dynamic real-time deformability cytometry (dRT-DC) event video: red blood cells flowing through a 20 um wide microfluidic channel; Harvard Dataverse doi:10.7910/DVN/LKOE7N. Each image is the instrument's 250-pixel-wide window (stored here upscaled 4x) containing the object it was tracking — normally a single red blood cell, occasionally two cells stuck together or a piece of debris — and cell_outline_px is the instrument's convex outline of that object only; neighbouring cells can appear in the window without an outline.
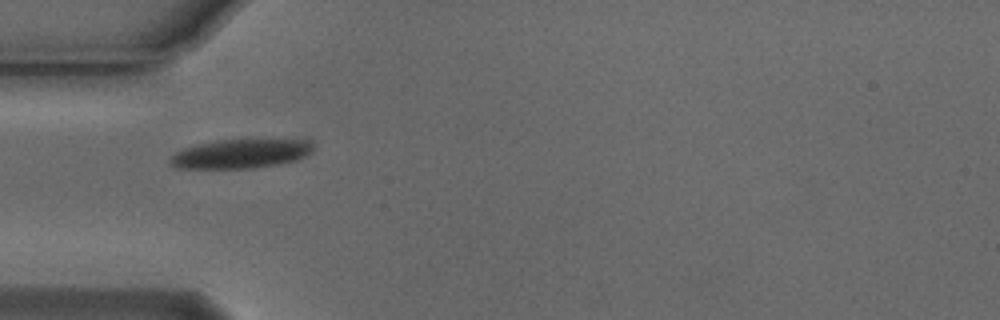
{"species": "Egyptian fruit bat (a non-hibernating species)", "species_latin": "Rousettus aegyptiacus", "temperature_condition": "cold", "stored_images_in_passage": 7, "camera_frame_rate_fps": 3000, "um_per_image_px": 0.085, "animal": {"sex": "male"}, "frame": {"image": 1, "passage_image": 4, "time_ms": 1.0, "image_size_px": [1000, 320], "cell_outline_px": [[312, 148], [304, 156], [292, 160], [276, 164], [252, 168], [176, 168], [168, 160], [176, 152], [184, 148], [196, 144], [216, 140], [308, 140], [312, 144]], "centroid_in_image_um": [20.37, 13.06], "position_along_channel_um": 64.6, "area_um2": 23.7}}
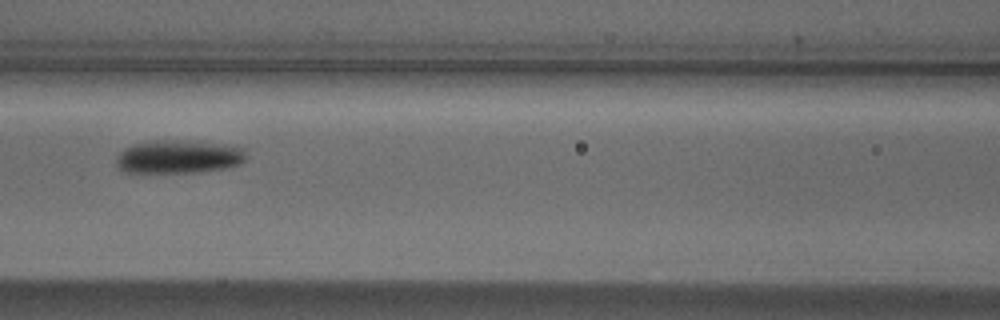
{"frame": {"image": 2, "passage_image": 6, "time_ms": 1.667, "image_size_px": [1000, 320], "cell_outline_px": [[248, 156], [240, 164], [224, 168], [200, 172], [128, 172], [120, 168], [116, 164], [116, 156], [124, 148], [132, 144], [156, 140], [184, 140], [224, 144], [244, 148]], "centroid_in_image_um": [15.2, 13.31], "position_along_channel_um": 151.4, "area_um2": 25.32}}
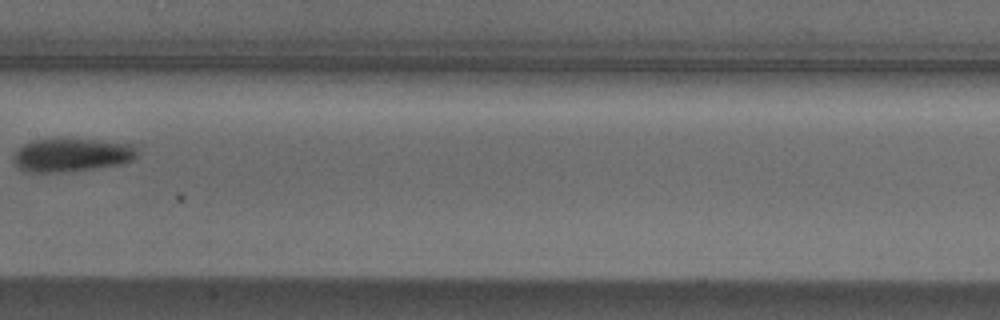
{"frame": {"image": 3, "passage_image": 7, "time_ms": 2.0, "image_size_px": [1000, 320], "cell_outline_px": [[136, 156], [132, 160], [124, 164], [68, 172], [24, 172], [12, 160], [12, 152], [16, 148], [32, 140], [56, 136], [136, 144]], "centroid_in_image_um": [6.04, 13.14], "position_along_channel_um": 201.4, "area_um2": 25.14}}